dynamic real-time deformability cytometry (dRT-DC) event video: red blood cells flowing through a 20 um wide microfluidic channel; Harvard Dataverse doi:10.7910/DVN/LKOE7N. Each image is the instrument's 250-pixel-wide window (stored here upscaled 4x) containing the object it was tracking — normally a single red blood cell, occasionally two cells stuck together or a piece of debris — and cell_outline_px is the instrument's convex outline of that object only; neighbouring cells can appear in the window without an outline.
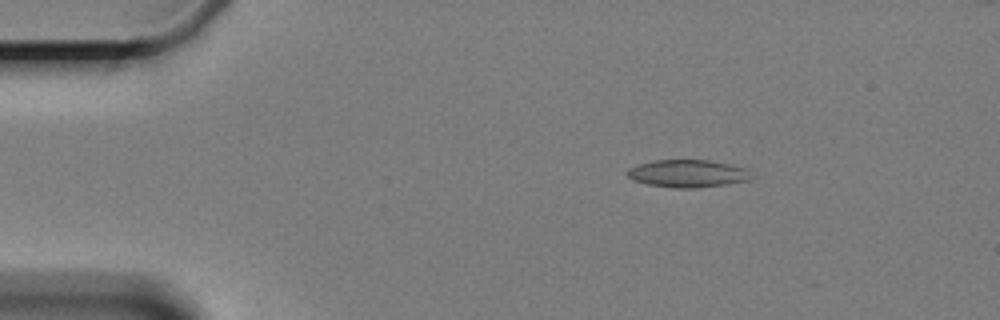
{"species": "Egyptian fruit bat (a non-hibernating species)", "species_latin": "Rousettus aegyptiacus", "temperature_condition": "cold", "stored_images_in_passage": 6, "camera_frame_rate_fps": 3000, "um_per_image_px": 0.085, "animal": {"sex": "female"}, "frame": {"image": 1, "passage_image": 3, "time_ms": 2.333, "image_size_px": [1000, 320], "cell_outline_px": [[748, 180], [724, 184], [696, 188], [676, 188], [648, 184], [632, 180], [624, 172], [628, 168], [636, 164], [652, 160], [708, 160], [732, 164], [748, 168]], "centroid_in_image_um": [58.37, 14.73], "position_along_channel_um": 26.6, "area_um2": 19.94}}
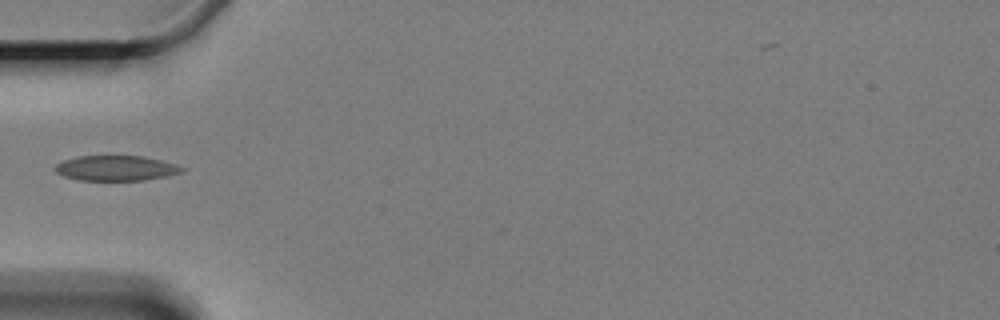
{"frame": {"image": 2, "passage_image": 6, "time_ms": 5.667, "image_size_px": [1000, 320], "cell_outline_px": [[184, 168], [180, 172], [164, 176], [144, 180], [80, 180], [64, 176], [56, 172], [52, 168], [56, 164], [64, 160], [76, 156], [144, 156], [176, 164]], "centroid_in_image_um": [9.8, 14.28], "position_along_channel_um": 75.2, "area_um2": 18.44}}